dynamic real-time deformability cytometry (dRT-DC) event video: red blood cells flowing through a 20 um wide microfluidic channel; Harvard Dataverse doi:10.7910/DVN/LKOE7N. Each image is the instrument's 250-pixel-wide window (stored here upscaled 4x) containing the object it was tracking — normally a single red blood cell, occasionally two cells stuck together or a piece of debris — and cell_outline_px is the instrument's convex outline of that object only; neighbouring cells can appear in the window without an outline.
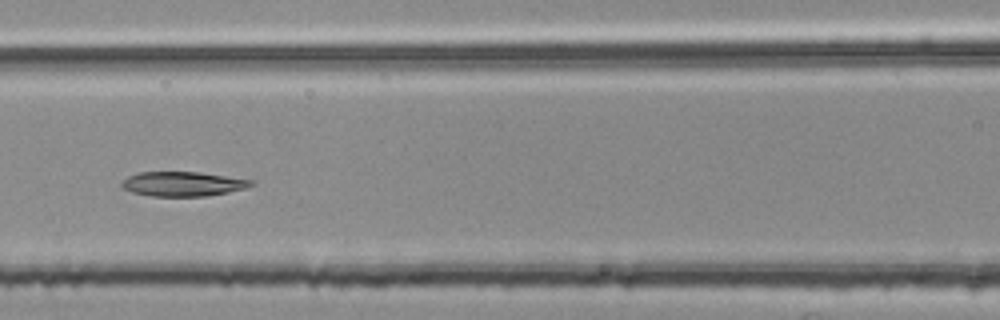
{"species": "common noctule bat (a hibernating species)", "species_latin": "Nyctalus noctula", "temperature_condition": "room temperature", "stored_images_in_passage": 49, "segment_of_instrument_passage": [2, 2], "camera_frame_rate_fps": 3000, "um_per_image_px": 0.085, "animal": {"sex": "female", "body_mass_g": 25.1}, "frame": {"image": 1, "passage_image": 21, "time_ms": 6.667, "image_size_px": [1000, 320], "cell_outline_px": [[256, 184], [248, 188], [208, 196], [152, 196], [132, 192], [124, 188], [120, 184], [128, 176], [140, 172], [200, 172], [252, 180]], "centroid_in_image_um": [15.58, 15.63], "position_along_channel_um": 151.0, "area_um2": 18.5}}
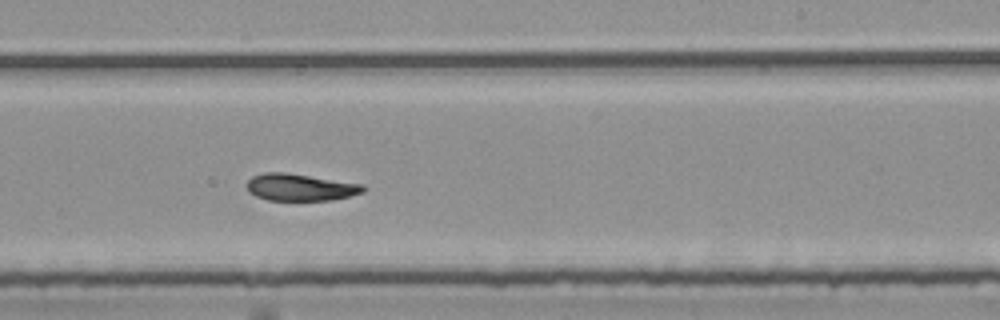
{"frame": {"image": 2, "passage_image": 30, "time_ms": 9.667, "image_size_px": [1000, 320], "cell_outline_px": [[364, 192], [332, 200], [268, 200], [256, 196], [248, 192], [248, 180], [252, 176], [264, 172], [284, 172], [364, 184]], "centroid_in_image_um": [25.51, 15.91], "position_along_channel_um": 263.5, "area_um2": 18.21}}
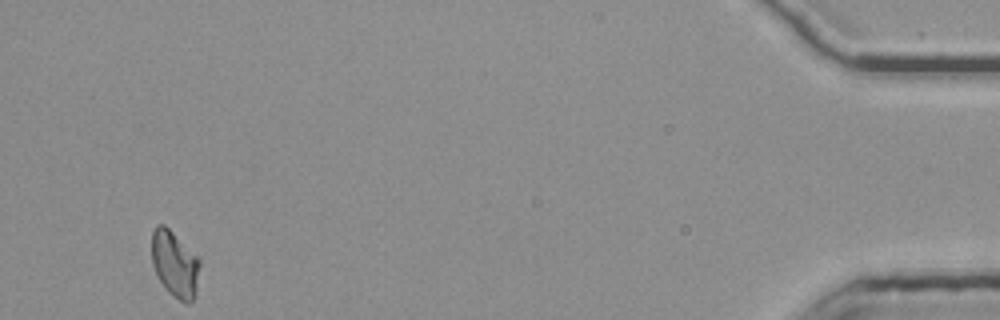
{"frame": {"image": 3, "passage_image": 49, "time_ms": 16.0, "image_size_px": [1000, 320], "cell_outline_px": [[200, 264], [196, 292], [192, 300], [188, 304], [184, 304], [172, 296], [164, 288], [152, 264], [152, 232], [156, 224], [164, 224], [200, 260]], "centroid_in_image_um": [14.85, 22.48], "position_along_channel_um": 420.3, "area_um2": 18.44}}